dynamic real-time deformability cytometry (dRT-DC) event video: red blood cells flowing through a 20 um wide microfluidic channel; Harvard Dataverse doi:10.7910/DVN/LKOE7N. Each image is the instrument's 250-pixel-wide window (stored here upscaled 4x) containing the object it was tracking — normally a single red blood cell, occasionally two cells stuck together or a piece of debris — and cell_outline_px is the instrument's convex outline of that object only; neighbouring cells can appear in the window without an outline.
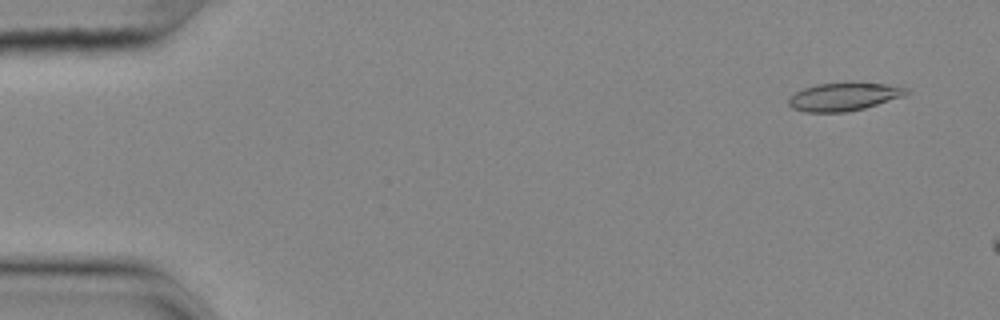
{"species": "common noctule bat (a hibernating species)", "species_latin": "Nyctalus noctula", "temperature_condition": "cold", "stored_images_in_passage": 6, "camera_frame_rate_fps": 3000, "um_per_image_px": 0.085, "animal": {"sex": "female", "body_mass_g": 25.1}, "frame": {"image": 1, "passage_image": 4, "time_ms": 1.0, "image_size_px": [1000, 320], "cell_outline_px": [[912, 92], [904, 96], [864, 108], [848, 112], [804, 112], [792, 108], [788, 104], [788, 100], [796, 92], [804, 88], [816, 84], [852, 80], [884, 84], [908, 88]], "centroid_in_image_um": [71.76, 8.18], "position_along_channel_um": 13.2, "area_um2": 19.83}}